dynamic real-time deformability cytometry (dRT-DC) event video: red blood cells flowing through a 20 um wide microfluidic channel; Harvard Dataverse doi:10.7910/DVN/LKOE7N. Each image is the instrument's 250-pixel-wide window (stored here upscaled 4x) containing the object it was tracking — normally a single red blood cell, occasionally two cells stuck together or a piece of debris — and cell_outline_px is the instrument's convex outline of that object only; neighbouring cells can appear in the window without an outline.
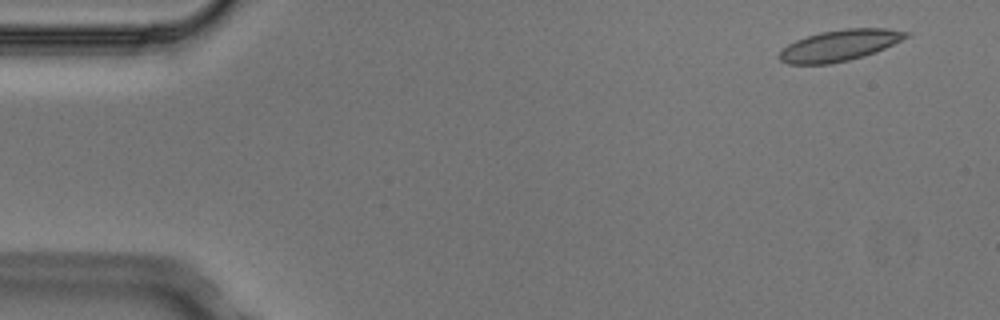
{"species": "Egyptian fruit bat (a non-hibernating species)", "species_latin": "Rousettus aegyptiacus", "temperature_condition": "cold", "stored_images_in_passage": 4, "camera_frame_rate_fps": 3000, "um_per_image_px": 0.085, "animal": {"sex": "male"}, "frame": {"image": 1, "passage_image": 1, "time_ms": 0.0, "image_size_px": [1000, 320], "cell_outline_px": [[912, 36], [876, 52], [864, 56], [832, 64], [788, 64], [780, 60], [780, 52], [788, 44], [796, 40], [820, 32], [844, 28], [888, 28], [912, 32]], "centroid_in_image_um": [71.45, 3.85], "position_along_channel_um": 13.5, "area_um2": 23.18}}
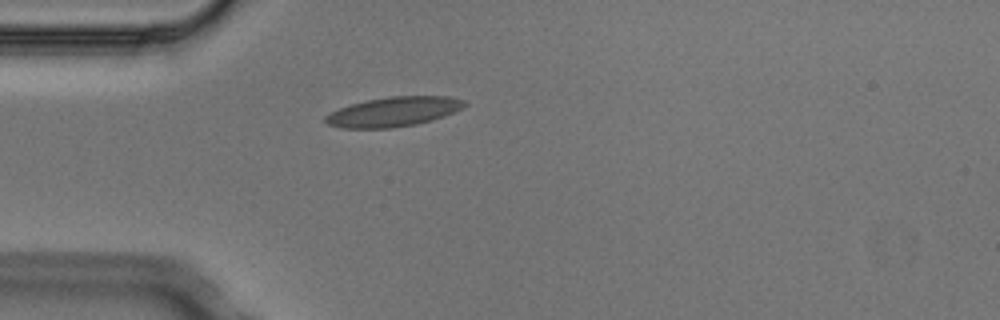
{"frame": {"image": 2, "passage_image": 4, "time_ms": 1.0, "image_size_px": [1000, 320], "cell_outline_px": [[468, 104], [444, 116], [432, 120], [416, 124], [392, 128], [340, 128], [328, 124], [324, 120], [324, 116], [340, 108], [364, 100], [388, 96], [448, 96], [464, 100]], "centroid_in_image_um": [33.43, 9.49], "position_along_channel_um": 51.6, "area_um2": 23.93}}